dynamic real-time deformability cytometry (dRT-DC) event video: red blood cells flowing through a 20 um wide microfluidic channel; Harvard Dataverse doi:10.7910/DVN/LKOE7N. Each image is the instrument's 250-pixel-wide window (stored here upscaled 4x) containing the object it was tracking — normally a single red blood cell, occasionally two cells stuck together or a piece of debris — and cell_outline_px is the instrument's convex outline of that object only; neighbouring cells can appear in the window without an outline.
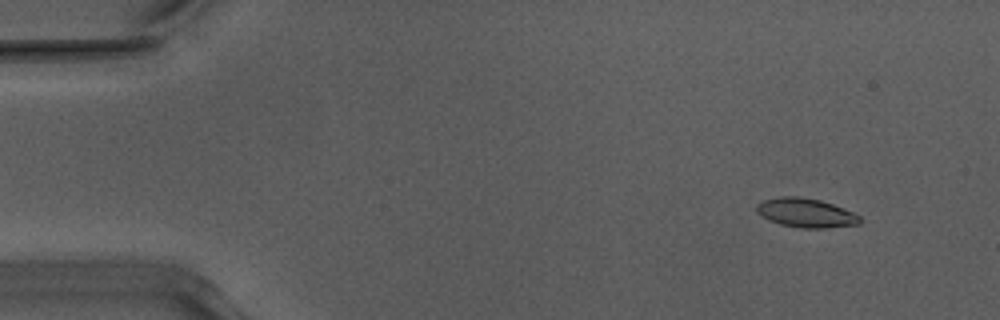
{"species": "Egyptian fruit bat (a non-hibernating species)", "species_latin": "Rousettus aegyptiacus", "temperature_condition": "warm", "stored_images_in_passage": 53, "camera_frame_rate_fps": 3000, "um_per_image_px": 0.085, "animal": {"sex": "male"}, "frame": {"image": 1, "passage_image": 5, "time_ms": 1.333, "image_size_px": [1000, 320], "cell_outline_px": [[860, 224], [824, 228], [804, 228], [780, 224], [768, 220], [756, 212], [756, 204], [764, 200], [780, 196], [796, 196], [820, 200], [832, 204], [852, 212], [860, 216]], "centroid_in_image_um": [68.47, 18.09], "position_along_channel_um": 16.5, "area_um2": 17.4}}
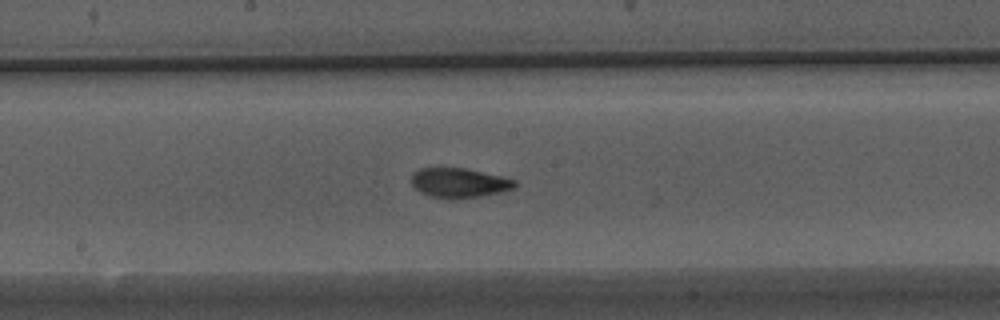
{"frame": {"image": 2, "passage_image": 28, "time_ms": 9.0, "image_size_px": [1000, 320], "cell_outline_px": [[516, 184], [512, 188], [500, 192], [480, 196], [452, 200], [448, 200], [432, 196], [420, 192], [412, 184], [412, 172], [420, 168], [464, 168], [500, 176], [516, 180]], "centroid_in_image_um": [38.99, 15.55], "position_along_channel_um": 209.2, "area_um2": 17.74}}
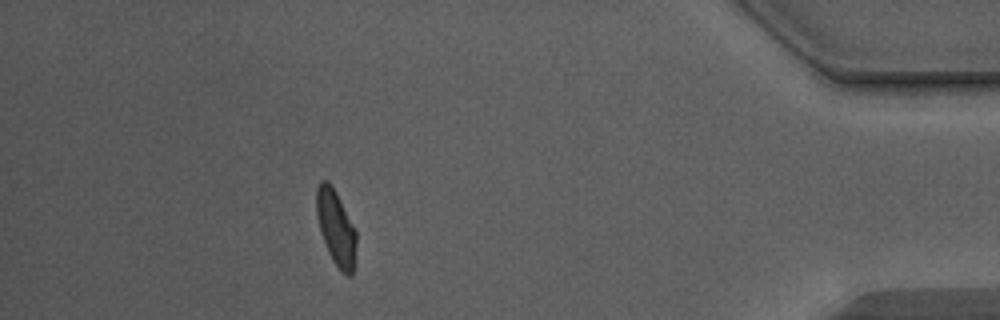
{"frame": {"image": 3, "passage_image": 47, "time_ms": 15.333, "image_size_px": [1000, 320], "cell_outline_px": [[356, 248], [352, 276], [348, 276], [340, 272], [332, 260], [328, 252], [320, 232], [316, 216], [316, 188], [320, 180], [328, 180], [332, 184], [356, 228]], "centroid_in_image_um": [28.55, 19.34], "position_along_channel_um": 406.6, "area_um2": 17.92}, "authors_computed_cell_mechanics": {"area_um2": 17.4556, "velocity_mm_per_s": 3.9462, "shape_relaxation_time_tau1_ms": 4.2294, "shape_relaxation_time_tau2_ms": 1.6188, "deformation_change_tau1": 0.1601, "deformation_change_tau2": 0.0748}}